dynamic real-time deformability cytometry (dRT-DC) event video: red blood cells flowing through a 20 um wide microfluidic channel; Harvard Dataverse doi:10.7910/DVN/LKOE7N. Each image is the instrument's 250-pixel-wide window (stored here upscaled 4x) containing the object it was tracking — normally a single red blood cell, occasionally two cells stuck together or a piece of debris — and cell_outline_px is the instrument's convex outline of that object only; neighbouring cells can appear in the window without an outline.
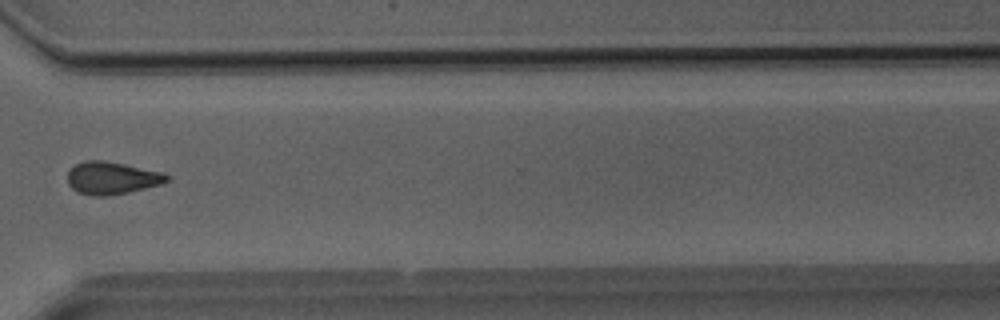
{"species": "Egyptian fruit bat (a non-hibernating species)", "species_latin": "Rousettus aegyptiacus", "temperature_condition": "room temperature", "stored_images_in_passage": 37, "camera_frame_rate_fps": 3000, "um_per_image_px": 0.085, "animal": {"sex": "male"}, "frame": {"image": 1, "passage_image": 28, "time_ms": 9.0, "image_size_px": [1000, 320], "cell_outline_px": [[172, 176], [168, 180], [160, 184], [128, 192], [108, 196], [92, 196], [76, 192], [68, 184], [68, 172], [76, 164], [84, 160], [104, 160], [164, 172]], "centroid_in_image_um": [9.51, 15.13], "position_along_channel_um": 361.1, "area_um2": 18.9}}
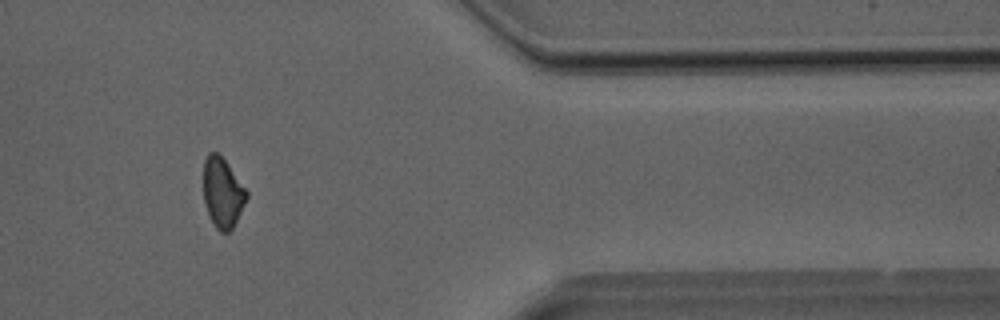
{"frame": {"image": 2, "passage_image": 31, "time_ms": 10.0, "image_size_px": [1000, 320], "cell_outline_px": [[248, 196], [232, 228], [228, 232], [220, 232], [216, 228], [204, 204], [204, 160], [208, 152], [216, 152], [228, 164], [248, 192]], "centroid_in_image_um": [18.91, 16.36], "position_along_channel_um": 392.5, "area_um2": 17.22}}
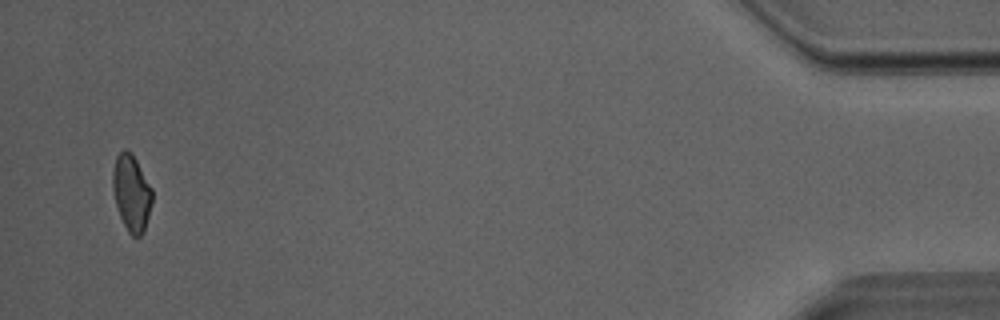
{"frame": {"image": 3, "passage_image": 36, "time_ms": 11.667, "image_size_px": [1000, 320], "cell_outline_px": [[152, 204], [144, 232], [140, 236], [132, 236], [128, 232], [120, 216], [116, 204], [112, 188], [112, 172], [116, 156], [124, 148], [132, 152], [152, 188]], "centroid_in_image_um": [11.18, 16.38], "position_along_channel_um": 424.0, "area_um2": 17.69}}